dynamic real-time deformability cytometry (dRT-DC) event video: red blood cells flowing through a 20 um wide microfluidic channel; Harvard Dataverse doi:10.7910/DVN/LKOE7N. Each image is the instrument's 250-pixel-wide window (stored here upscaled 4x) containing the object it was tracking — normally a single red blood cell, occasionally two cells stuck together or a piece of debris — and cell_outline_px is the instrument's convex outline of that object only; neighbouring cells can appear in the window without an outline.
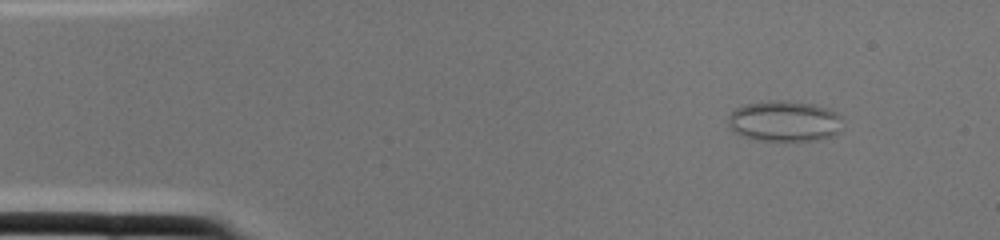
{"species": "common noctule bat (a hibernating species)", "species_latin": "Nyctalus noctula", "temperature_condition": "cold", "stored_images_in_passage": 1, "camera_frame_rate_fps": 3000, "um_per_image_px": 0.085, "animal": {"sex": "female", "body_mass_g": 22.0, "forearm_length_mm": 56.7}, "frame": {"image": 1, "passage_image": 1, "time_ms": 0.0, "image_size_px": [1000, 240], "cell_outline_px": [[840, 132], [832, 136], [816, 140], [760, 140], [744, 136], [732, 132], [728, 128], [728, 116], [736, 108], [744, 104], [768, 100], [788, 100], [812, 104], [828, 108], [836, 112], [840, 116]], "centroid_in_image_um": [66.64, 10.28], "position_along_channel_um": 18.4, "area_um2": 27.34}}